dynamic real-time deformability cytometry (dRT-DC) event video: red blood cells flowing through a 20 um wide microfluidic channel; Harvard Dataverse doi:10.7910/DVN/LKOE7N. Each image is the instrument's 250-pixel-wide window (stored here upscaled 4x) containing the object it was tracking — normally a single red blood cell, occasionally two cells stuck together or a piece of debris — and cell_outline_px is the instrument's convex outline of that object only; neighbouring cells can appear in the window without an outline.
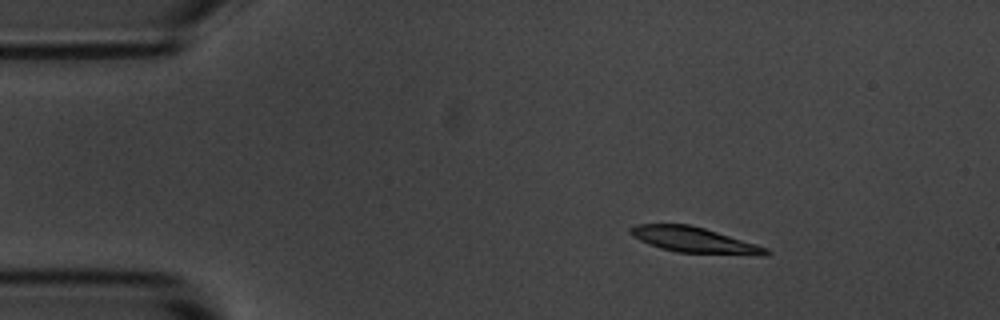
{"species": "common noctule bat (a hibernating species)", "species_latin": "Nyctalus noctula", "temperature_condition": "room temperature", "stored_images_in_passage": 4, "camera_frame_rate_fps": 3000, "um_per_image_px": 0.085, "animal": {"sex": "male", "body_mass_g": 20.1, "forearm_length_mm": 53.5}, "frame": {"image": 1, "passage_image": 2, "time_ms": 1.333, "image_size_px": [1000, 320], "cell_outline_px": [[772, 252], [768, 256], [756, 256], [676, 252], [660, 248], [648, 244], [632, 236], [628, 232], [628, 228], [636, 224], [688, 224], [704, 228], [756, 244], [768, 248]], "centroid_in_image_um": [59.04, 20.42], "position_along_channel_um": 26.0, "area_um2": 20.52}}